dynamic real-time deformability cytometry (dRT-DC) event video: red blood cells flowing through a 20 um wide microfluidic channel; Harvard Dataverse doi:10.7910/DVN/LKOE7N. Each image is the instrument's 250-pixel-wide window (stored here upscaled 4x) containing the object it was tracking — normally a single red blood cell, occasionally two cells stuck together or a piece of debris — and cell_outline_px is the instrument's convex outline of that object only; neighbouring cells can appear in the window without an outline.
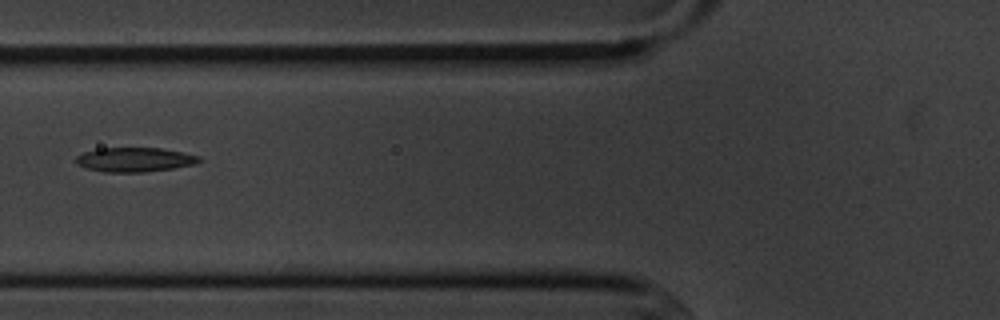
{"species": "common noctule bat (a hibernating species)", "species_latin": "Nyctalus noctula", "temperature_condition": "cold", "stored_images_in_passage": 5, "camera_frame_rate_fps": 3000, "um_per_image_px": 0.085, "animal": {"sex": "male", "body_mass_g": 20.1, "forearm_length_mm": 53.5}, "frame": {"image": 1, "passage_image": 2, "time_ms": 1.333, "image_size_px": [1000, 320], "cell_outline_px": [[200, 160], [196, 164], [172, 168], [144, 172], [104, 172], [88, 168], [76, 164], [76, 156], [84, 152], [100, 148], [160, 148], [184, 152], [200, 156]], "centroid_in_image_um": [11.45, 13.56], "position_along_channel_um": 114.3, "area_um2": 17.4}}
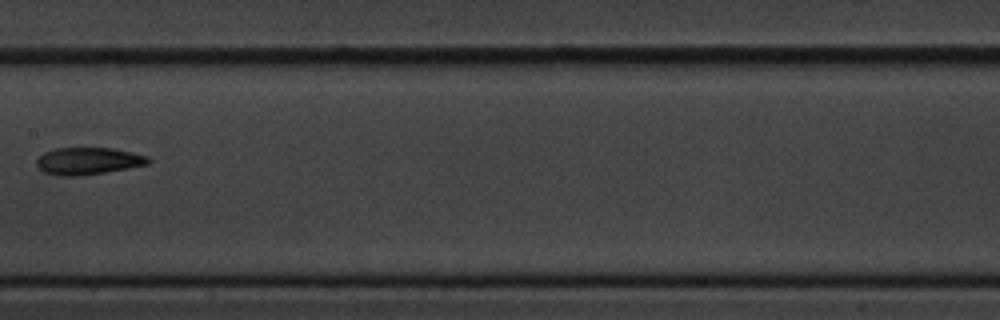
{"frame": {"image": 2, "passage_image": 4, "time_ms": 3.667, "image_size_px": [1000, 320], "cell_outline_px": [[152, 160], [148, 164], [128, 168], [104, 172], [76, 176], [56, 176], [44, 172], [36, 164], [36, 160], [44, 152], [56, 148], [112, 148], [132, 152], [148, 156]], "centroid_in_image_um": [7.49, 13.68], "position_along_channel_um": 199.9, "area_um2": 17.63}}
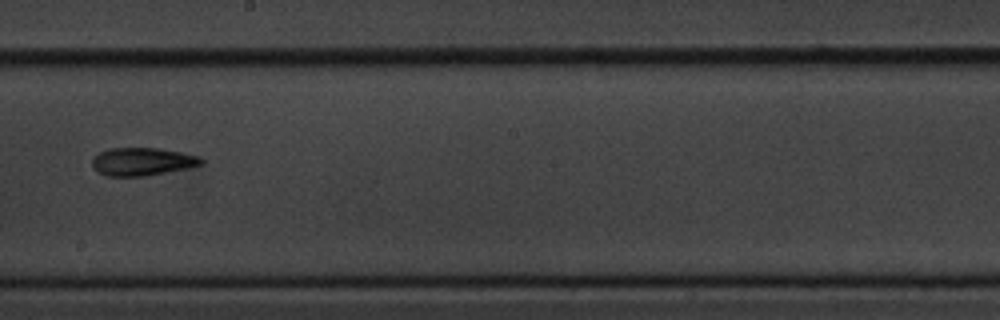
{"frame": {"image": 3, "passage_image": 5, "time_ms": 4.667, "image_size_px": [1000, 320], "cell_outline_px": [[204, 164], [144, 176], [108, 176], [96, 172], [92, 168], [92, 156], [108, 148], [160, 148], [200, 156], [204, 160]], "centroid_in_image_um": [12.04, 13.73], "position_along_channel_um": 236.2, "area_um2": 17.8}}